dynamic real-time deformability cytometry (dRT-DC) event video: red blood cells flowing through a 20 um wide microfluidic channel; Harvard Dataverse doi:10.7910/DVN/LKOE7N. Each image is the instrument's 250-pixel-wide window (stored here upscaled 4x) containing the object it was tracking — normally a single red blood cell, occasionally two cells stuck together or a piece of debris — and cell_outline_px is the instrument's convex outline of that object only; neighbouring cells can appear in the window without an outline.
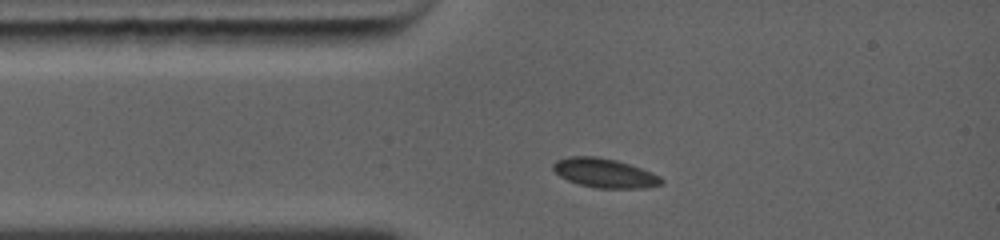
{"species": "common noctule bat (a hibernating species)", "species_latin": "Nyctalus noctula", "temperature_condition": "warm", "stored_images_in_passage": 29, "camera_frame_rate_fps": 5000, "um_per_image_px": 0.085, "animal": {"sex": "female", "body_mass_g": 19.0, "forearm_length_mm": 56.7}, "frame": {"image": 1, "passage_image": 3, "time_ms": 1.0, "image_size_px": [1000, 240], "cell_outline_px": [[664, 180], [660, 184], [644, 188], [596, 188], [580, 184], [568, 180], [560, 176], [552, 168], [552, 164], [556, 160], [572, 156], [592, 156], [616, 160], [640, 168], [660, 176]], "centroid_in_image_um": [51.37, 14.71], "position_along_channel_um": 33.6, "area_um2": 18.15}}
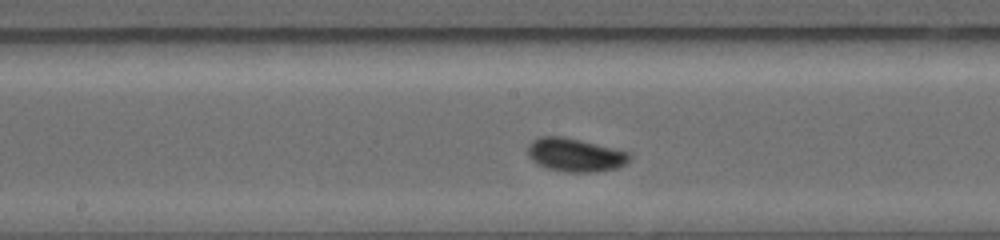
{"frame": {"image": 2, "passage_image": 13, "time_ms": 5.0, "image_size_px": [1000, 240], "cell_outline_px": [[632, 156], [620, 168], [600, 172], [564, 172], [544, 168], [536, 164], [528, 156], [528, 144], [532, 140], [544, 136], [556, 136], [576, 140], [612, 148], [628, 152]], "centroid_in_image_um": [48.86, 13.21], "position_along_channel_um": 199.3, "area_um2": 19.71}}
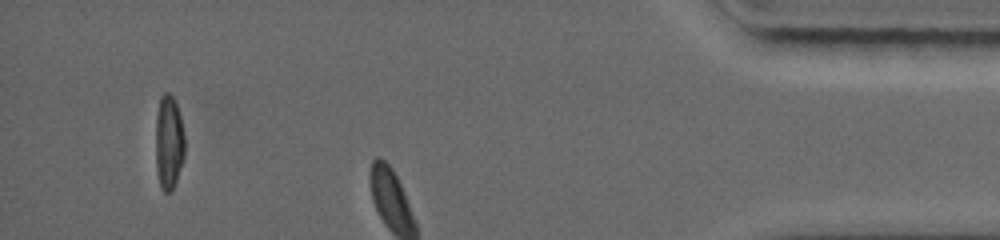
{"frame": {"image": 3, "passage_image": 26, "time_ms": 10.4, "image_size_px": [1000, 240], "cell_outline_px": [[184, 160], [176, 180], [172, 188], [168, 192], [164, 192], [160, 188], [156, 168], [156, 116], [160, 96], [164, 92], [168, 92], [172, 96], [176, 104], [180, 116], [184, 136]], "centroid_in_image_um": [14.34, 12.09], "position_along_channel_um": 420.9, "area_um2": 15.95}, "authors_computed_cell_mechanics": {"area_um2": 17.7446, "velocity_mm_per_s": 4.3774, "shape_relaxation_time_tau1_ms": 2.7061, "shape_relaxation_time_tau2_ms": null, "deformation_change_tau1": 0.0824, "deformation_change_tau2": null}}